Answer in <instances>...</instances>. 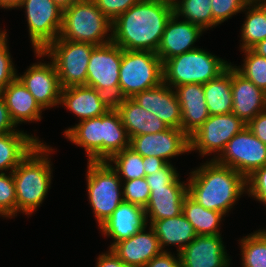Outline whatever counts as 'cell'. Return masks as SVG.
<instances>
[{"label":"cell","mask_w":266,"mask_h":267,"mask_svg":"<svg viewBox=\"0 0 266 267\" xmlns=\"http://www.w3.org/2000/svg\"><path fill=\"white\" fill-rule=\"evenodd\" d=\"M172 14L171 0H140L112 21V42L123 50L156 53Z\"/></svg>","instance_id":"cell-1"},{"label":"cell","mask_w":266,"mask_h":267,"mask_svg":"<svg viewBox=\"0 0 266 267\" xmlns=\"http://www.w3.org/2000/svg\"><path fill=\"white\" fill-rule=\"evenodd\" d=\"M187 181V193L194 201L225 216L247 192L246 178L215 160L206 161L191 171Z\"/></svg>","instance_id":"cell-2"},{"label":"cell","mask_w":266,"mask_h":267,"mask_svg":"<svg viewBox=\"0 0 266 267\" xmlns=\"http://www.w3.org/2000/svg\"><path fill=\"white\" fill-rule=\"evenodd\" d=\"M64 136L85 149L88 161H108L114 154L130 147L127 130L114 106L100 117L69 127Z\"/></svg>","instance_id":"cell-3"},{"label":"cell","mask_w":266,"mask_h":267,"mask_svg":"<svg viewBox=\"0 0 266 267\" xmlns=\"http://www.w3.org/2000/svg\"><path fill=\"white\" fill-rule=\"evenodd\" d=\"M52 151L42 141L12 171L16 190V216L19 212L32 214L45 200L52 182L53 171L49 158Z\"/></svg>","instance_id":"cell-4"},{"label":"cell","mask_w":266,"mask_h":267,"mask_svg":"<svg viewBox=\"0 0 266 267\" xmlns=\"http://www.w3.org/2000/svg\"><path fill=\"white\" fill-rule=\"evenodd\" d=\"M112 22L93 0H79L63 9L62 28L58 38L96 46L112 42ZM109 35V36H108Z\"/></svg>","instance_id":"cell-5"},{"label":"cell","mask_w":266,"mask_h":267,"mask_svg":"<svg viewBox=\"0 0 266 267\" xmlns=\"http://www.w3.org/2000/svg\"><path fill=\"white\" fill-rule=\"evenodd\" d=\"M232 64L201 48L187 51L163 63V82L171 88L209 82Z\"/></svg>","instance_id":"cell-6"},{"label":"cell","mask_w":266,"mask_h":267,"mask_svg":"<svg viewBox=\"0 0 266 267\" xmlns=\"http://www.w3.org/2000/svg\"><path fill=\"white\" fill-rule=\"evenodd\" d=\"M163 82V62L151 51L123 50L119 70V99L154 88Z\"/></svg>","instance_id":"cell-7"},{"label":"cell","mask_w":266,"mask_h":267,"mask_svg":"<svg viewBox=\"0 0 266 267\" xmlns=\"http://www.w3.org/2000/svg\"><path fill=\"white\" fill-rule=\"evenodd\" d=\"M87 162L86 180L89 204L100 226L124 201L122 181L107 161Z\"/></svg>","instance_id":"cell-8"},{"label":"cell","mask_w":266,"mask_h":267,"mask_svg":"<svg viewBox=\"0 0 266 267\" xmlns=\"http://www.w3.org/2000/svg\"><path fill=\"white\" fill-rule=\"evenodd\" d=\"M96 45L57 38L43 51H34L36 57H50L58 73L62 88L86 85L90 55Z\"/></svg>","instance_id":"cell-9"},{"label":"cell","mask_w":266,"mask_h":267,"mask_svg":"<svg viewBox=\"0 0 266 267\" xmlns=\"http://www.w3.org/2000/svg\"><path fill=\"white\" fill-rule=\"evenodd\" d=\"M123 49L115 43L96 46L90 55L86 85L111 101L119 100V70Z\"/></svg>","instance_id":"cell-10"},{"label":"cell","mask_w":266,"mask_h":267,"mask_svg":"<svg viewBox=\"0 0 266 267\" xmlns=\"http://www.w3.org/2000/svg\"><path fill=\"white\" fill-rule=\"evenodd\" d=\"M29 37L34 51H43L60 35L63 10L53 0H23Z\"/></svg>","instance_id":"cell-11"},{"label":"cell","mask_w":266,"mask_h":267,"mask_svg":"<svg viewBox=\"0 0 266 267\" xmlns=\"http://www.w3.org/2000/svg\"><path fill=\"white\" fill-rule=\"evenodd\" d=\"M247 125L233 113L210 115L189 137L190 152L197 150L200 156L217 153L215 160L224 151L227 143Z\"/></svg>","instance_id":"cell-12"},{"label":"cell","mask_w":266,"mask_h":267,"mask_svg":"<svg viewBox=\"0 0 266 267\" xmlns=\"http://www.w3.org/2000/svg\"><path fill=\"white\" fill-rule=\"evenodd\" d=\"M215 161L233 168L247 178L266 165V145L246 126L227 143Z\"/></svg>","instance_id":"cell-13"},{"label":"cell","mask_w":266,"mask_h":267,"mask_svg":"<svg viewBox=\"0 0 266 267\" xmlns=\"http://www.w3.org/2000/svg\"><path fill=\"white\" fill-rule=\"evenodd\" d=\"M130 148L142 157H158L170 163L173 157L190 152V141L181 129L169 127L159 133L131 137Z\"/></svg>","instance_id":"cell-14"},{"label":"cell","mask_w":266,"mask_h":267,"mask_svg":"<svg viewBox=\"0 0 266 267\" xmlns=\"http://www.w3.org/2000/svg\"><path fill=\"white\" fill-rule=\"evenodd\" d=\"M17 78L43 110L60 105L62 86L52 61L34 63L23 75H17Z\"/></svg>","instance_id":"cell-15"},{"label":"cell","mask_w":266,"mask_h":267,"mask_svg":"<svg viewBox=\"0 0 266 267\" xmlns=\"http://www.w3.org/2000/svg\"><path fill=\"white\" fill-rule=\"evenodd\" d=\"M221 235H197L179 252L182 267H229Z\"/></svg>","instance_id":"cell-16"},{"label":"cell","mask_w":266,"mask_h":267,"mask_svg":"<svg viewBox=\"0 0 266 267\" xmlns=\"http://www.w3.org/2000/svg\"><path fill=\"white\" fill-rule=\"evenodd\" d=\"M132 99L170 128L181 129L182 113L174 88L166 83L136 93Z\"/></svg>","instance_id":"cell-17"},{"label":"cell","mask_w":266,"mask_h":267,"mask_svg":"<svg viewBox=\"0 0 266 267\" xmlns=\"http://www.w3.org/2000/svg\"><path fill=\"white\" fill-rule=\"evenodd\" d=\"M61 104L80 118L79 121L100 117L113 107V101L87 85L62 88Z\"/></svg>","instance_id":"cell-18"},{"label":"cell","mask_w":266,"mask_h":267,"mask_svg":"<svg viewBox=\"0 0 266 267\" xmlns=\"http://www.w3.org/2000/svg\"><path fill=\"white\" fill-rule=\"evenodd\" d=\"M173 13L166 23L156 54L164 63L167 59L198 47L193 46L204 31L201 27L185 20L178 21Z\"/></svg>","instance_id":"cell-19"},{"label":"cell","mask_w":266,"mask_h":267,"mask_svg":"<svg viewBox=\"0 0 266 267\" xmlns=\"http://www.w3.org/2000/svg\"><path fill=\"white\" fill-rule=\"evenodd\" d=\"M147 218L142 206L123 201L112 215L99 226L102 235L114 240L108 249L116 243L128 239L147 227Z\"/></svg>","instance_id":"cell-20"},{"label":"cell","mask_w":266,"mask_h":267,"mask_svg":"<svg viewBox=\"0 0 266 267\" xmlns=\"http://www.w3.org/2000/svg\"><path fill=\"white\" fill-rule=\"evenodd\" d=\"M232 113L246 125L266 110V93L231 65Z\"/></svg>","instance_id":"cell-21"},{"label":"cell","mask_w":266,"mask_h":267,"mask_svg":"<svg viewBox=\"0 0 266 267\" xmlns=\"http://www.w3.org/2000/svg\"><path fill=\"white\" fill-rule=\"evenodd\" d=\"M111 249L130 267H145L152 258L163 252L151 226L148 233L145 227L130 238L116 243Z\"/></svg>","instance_id":"cell-22"},{"label":"cell","mask_w":266,"mask_h":267,"mask_svg":"<svg viewBox=\"0 0 266 267\" xmlns=\"http://www.w3.org/2000/svg\"><path fill=\"white\" fill-rule=\"evenodd\" d=\"M182 113L181 130L190 137L209 118L202 84H185L174 88Z\"/></svg>","instance_id":"cell-23"},{"label":"cell","mask_w":266,"mask_h":267,"mask_svg":"<svg viewBox=\"0 0 266 267\" xmlns=\"http://www.w3.org/2000/svg\"><path fill=\"white\" fill-rule=\"evenodd\" d=\"M148 204L144 208L150 225L155 220L172 218L182 213V205L187 196V183L178 178L172 185L164 188H150Z\"/></svg>","instance_id":"cell-24"},{"label":"cell","mask_w":266,"mask_h":267,"mask_svg":"<svg viewBox=\"0 0 266 267\" xmlns=\"http://www.w3.org/2000/svg\"><path fill=\"white\" fill-rule=\"evenodd\" d=\"M129 138L137 135L155 134L169 127L153 113L147 111L132 98H122L113 102Z\"/></svg>","instance_id":"cell-25"},{"label":"cell","mask_w":266,"mask_h":267,"mask_svg":"<svg viewBox=\"0 0 266 267\" xmlns=\"http://www.w3.org/2000/svg\"><path fill=\"white\" fill-rule=\"evenodd\" d=\"M1 95L16 127L24 122H36L42 119L43 109L18 78L10 82Z\"/></svg>","instance_id":"cell-26"},{"label":"cell","mask_w":266,"mask_h":267,"mask_svg":"<svg viewBox=\"0 0 266 267\" xmlns=\"http://www.w3.org/2000/svg\"><path fill=\"white\" fill-rule=\"evenodd\" d=\"M41 141L26 132L0 135V173L12 172Z\"/></svg>","instance_id":"cell-27"},{"label":"cell","mask_w":266,"mask_h":267,"mask_svg":"<svg viewBox=\"0 0 266 267\" xmlns=\"http://www.w3.org/2000/svg\"><path fill=\"white\" fill-rule=\"evenodd\" d=\"M150 226L154 229L163 252H167L165 246L176 245L179 253L197 236L193 226L182 213L172 218L155 220Z\"/></svg>","instance_id":"cell-28"},{"label":"cell","mask_w":266,"mask_h":267,"mask_svg":"<svg viewBox=\"0 0 266 267\" xmlns=\"http://www.w3.org/2000/svg\"><path fill=\"white\" fill-rule=\"evenodd\" d=\"M203 90L210 115L232 113L231 64L218 77L205 83Z\"/></svg>","instance_id":"cell-29"},{"label":"cell","mask_w":266,"mask_h":267,"mask_svg":"<svg viewBox=\"0 0 266 267\" xmlns=\"http://www.w3.org/2000/svg\"><path fill=\"white\" fill-rule=\"evenodd\" d=\"M182 214L191 223L197 235H221L219 228L225 214L204 208L188 194L183 201Z\"/></svg>","instance_id":"cell-30"},{"label":"cell","mask_w":266,"mask_h":267,"mask_svg":"<svg viewBox=\"0 0 266 267\" xmlns=\"http://www.w3.org/2000/svg\"><path fill=\"white\" fill-rule=\"evenodd\" d=\"M247 10V11H246ZM246 20L241 28V50L251 49L266 38V13L258 4L245 5Z\"/></svg>","instance_id":"cell-31"},{"label":"cell","mask_w":266,"mask_h":267,"mask_svg":"<svg viewBox=\"0 0 266 267\" xmlns=\"http://www.w3.org/2000/svg\"><path fill=\"white\" fill-rule=\"evenodd\" d=\"M173 13L183 20L201 27L204 31L214 27L211 0H171Z\"/></svg>","instance_id":"cell-32"},{"label":"cell","mask_w":266,"mask_h":267,"mask_svg":"<svg viewBox=\"0 0 266 267\" xmlns=\"http://www.w3.org/2000/svg\"><path fill=\"white\" fill-rule=\"evenodd\" d=\"M107 162L116 171L121 181L144 178L146 176L143 157L130 147L114 154Z\"/></svg>","instance_id":"cell-33"},{"label":"cell","mask_w":266,"mask_h":267,"mask_svg":"<svg viewBox=\"0 0 266 267\" xmlns=\"http://www.w3.org/2000/svg\"><path fill=\"white\" fill-rule=\"evenodd\" d=\"M239 241L242 267H266V239L258 230Z\"/></svg>","instance_id":"cell-34"},{"label":"cell","mask_w":266,"mask_h":267,"mask_svg":"<svg viewBox=\"0 0 266 267\" xmlns=\"http://www.w3.org/2000/svg\"><path fill=\"white\" fill-rule=\"evenodd\" d=\"M245 54L242 66L234 68L245 78L266 93V58L257 55L251 49L242 50Z\"/></svg>","instance_id":"cell-35"},{"label":"cell","mask_w":266,"mask_h":267,"mask_svg":"<svg viewBox=\"0 0 266 267\" xmlns=\"http://www.w3.org/2000/svg\"><path fill=\"white\" fill-rule=\"evenodd\" d=\"M0 173V216H16V190L12 172Z\"/></svg>","instance_id":"cell-36"},{"label":"cell","mask_w":266,"mask_h":267,"mask_svg":"<svg viewBox=\"0 0 266 267\" xmlns=\"http://www.w3.org/2000/svg\"><path fill=\"white\" fill-rule=\"evenodd\" d=\"M122 184L124 201L145 208L151 193L145 177L123 181Z\"/></svg>","instance_id":"cell-37"},{"label":"cell","mask_w":266,"mask_h":267,"mask_svg":"<svg viewBox=\"0 0 266 267\" xmlns=\"http://www.w3.org/2000/svg\"><path fill=\"white\" fill-rule=\"evenodd\" d=\"M244 6L241 0H211L214 27L243 12Z\"/></svg>","instance_id":"cell-38"},{"label":"cell","mask_w":266,"mask_h":267,"mask_svg":"<svg viewBox=\"0 0 266 267\" xmlns=\"http://www.w3.org/2000/svg\"><path fill=\"white\" fill-rule=\"evenodd\" d=\"M248 196L266 205V165L246 178Z\"/></svg>","instance_id":"cell-39"},{"label":"cell","mask_w":266,"mask_h":267,"mask_svg":"<svg viewBox=\"0 0 266 267\" xmlns=\"http://www.w3.org/2000/svg\"><path fill=\"white\" fill-rule=\"evenodd\" d=\"M8 39L0 45V95L4 88L13 80L17 78V69H15L13 60L11 58Z\"/></svg>","instance_id":"cell-40"},{"label":"cell","mask_w":266,"mask_h":267,"mask_svg":"<svg viewBox=\"0 0 266 267\" xmlns=\"http://www.w3.org/2000/svg\"><path fill=\"white\" fill-rule=\"evenodd\" d=\"M98 9L112 22L140 0H93Z\"/></svg>","instance_id":"cell-41"},{"label":"cell","mask_w":266,"mask_h":267,"mask_svg":"<svg viewBox=\"0 0 266 267\" xmlns=\"http://www.w3.org/2000/svg\"><path fill=\"white\" fill-rule=\"evenodd\" d=\"M178 178H180L179 173L171 163H167L160 171L145 176L150 188H164L172 185Z\"/></svg>","instance_id":"cell-42"},{"label":"cell","mask_w":266,"mask_h":267,"mask_svg":"<svg viewBox=\"0 0 266 267\" xmlns=\"http://www.w3.org/2000/svg\"><path fill=\"white\" fill-rule=\"evenodd\" d=\"M145 267H182V264L179 253L175 256L174 254L172 255L170 251H167L152 258Z\"/></svg>","instance_id":"cell-43"},{"label":"cell","mask_w":266,"mask_h":267,"mask_svg":"<svg viewBox=\"0 0 266 267\" xmlns=\"http://www.w3.org/2000/svg\"><path fill=\"white\" fill-rule=\"evenodd\" d=\"M251 132L266 145V110L257 114L248 124Z\"/></svg>","instance_id":"cell-44"},{"label":"cell","mask_w":266,"mask_h":267,"mask_svg":"<svg viewBox=\"0 0 266 267\" xmlns=\"http://www.w3.org/2000/svg\"><path fill=\"white\" fill-rule=\"evenodd\" d=\"M16 125L10 118L8 108L6 107L5 100L0 95V135L9 132H24V130L15 129Z\"/></svg>","instance_id":"cell-45"},{"label":"cell","mask_w":266,"mask_h":267,"mask_svg":"<svg viewBox=\"0 0 266 267\" xmlns=\"http://www.w3.org/2000/svg\"><path fill=\"white\" fill-rule=\"evenodd\" d=\"M96 259V267H130L124 264L112 249H109L106 253L100 254Z\"/></svg>","instance_id":"cell-46"},{"label":"cell","mask_w":266,"mask_h":267,"mask_svg":"<svg viewBox=\"0 0 266 267\" xmlns=\"http://www.w3.org/2000/svg\"><path fill=\"white\" fill-rule=\"evenodd\" d=\"M167 163L158 157H143L145 175H151L155 171H160Z\"/></svg>","instance_id":"cell-47"},{"label":"cell","mask_w":266,"mask_h":267,"mask_svg":"<svg viewBox=\"0 0 266 267\" xmlns=\"http://www.w3.org/2000/svg\"><path fill=\"white\" fill-rule=\"evenodd\" d=\"M23 0H0V7L3 9H17Z\"/></svg>","instance_id":"cell-48"},{"label":"cell","mask_w":266,"mask_h":267,"mask_svg":"<svg viewBox=\"0 0 266 267\" xmlns=\"http://www.w3.org/2000/svg\"><path fill=\"white\" fill-rule=\"evenodd\" d=\"M251 50L259 56L266 58V38L254 45Z\"/></svg>","instance_id":"cell-49"},{"label":"cell","mask_w":266,"mask_h":267,"mask_svg":"<svg viewBox=\"0 0 266 267\" xmlns=\"http://www.w3.org/2000/svg\"><path fill=\"white\" fill-rule=\"evenodd\" d=\"M62 10L70 7L74 2L79 0H53Z\"/></svg>","instance_id":"cell-50"},{"label":"cell","mask_w":266,"mask_h":267,"mask_svg":"<svg viewBox=\"0 0 266 267\" xmlns=\"http://www.w3.org/2000/svg\"><path fill=\"white\" fill-rule=\"evenodd\" d=\"M7 32L6 30L4 29V31H2L0 29V45L7 39Z\"/></svg>","instance_id":"cell-51"},{"label":"cell","mask_w":266,"mask_h":267,"mask_svg":"<svg viewBox=\"0 0 266 267\" xmlns=\"http://www.w3.org/2000/svg\"><path fill=\"white\" fill-rule=\"evenodd\" d=\"M258 5L266 13V0H259Z\"/></svg>","instance_id":"cell-52"},{"label":"cell","mask_w":266,"mask_h":267,"mask_svg":"<svg viewBox=\"0 0 266 267\" xmlns=\"http://www.w3.org/2000/svg\"><path fill=\"white\" fill-rule=\"evenodd\" d=\"M245 5L258 4L259 0H241Z\"/></svg>","instance_id":"cell-53"},{"label":"cell","mask_w":266,"mask_h":267,"mask_svg":"<svg viewBox=\"0 0 266 267\" xmlns=\"http://www.w3.org/2000/svg\"><path fill=\"white\" fill-rule=\"evenodd\" d=\"M264 237H265V239H266V229H264V230H258Z\"/></svg>","instance_id":"cell-54"}]
</instances>
